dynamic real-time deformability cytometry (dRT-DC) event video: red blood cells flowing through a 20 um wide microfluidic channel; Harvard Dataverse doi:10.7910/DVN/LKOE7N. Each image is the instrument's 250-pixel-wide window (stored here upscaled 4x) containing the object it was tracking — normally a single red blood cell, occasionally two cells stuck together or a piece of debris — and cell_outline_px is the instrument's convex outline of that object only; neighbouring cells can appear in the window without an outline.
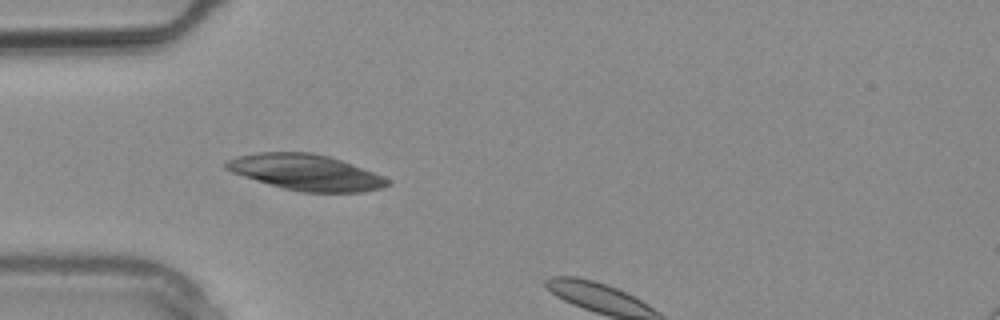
{"species": "common noctule bat (a hibernating species)", "species_latin": "Nyctalus noctula", "temperature_condition": "warm", "stored_images_in_passage": 3, "camera_frame_rate_fps": 3000, "um_per_image_px": 0.085, "animal": {"sex": "male", "body_mass_g": 20.4}, "frame": {"image": 1, "passage_image": 2, "time_ms": 0.333, "image_size_px": [1000, 320], "cell_outline_px": [[392, 184], [380, 188], [364, 192], [300, 192], [284, 188], [256, 180], [232, 172], [224, 168], [224, 164], [228, 160], [236, 156], [256, 152], [312, 152], [328, 156], [352, 164], [384, 176], [392, 180]], "centroid_in_image_um": [26.02, 14.64], "position_along_channel_um": 59.0, "area_um2": 33.7}}